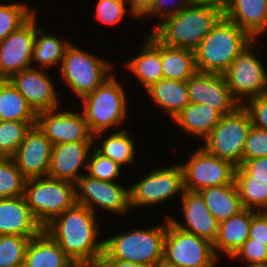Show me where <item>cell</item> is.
<instances>
[{
    "instance_id": "6da1fadb",
    "label": "cell",
    "mask_w": 267,
    "mask_h": 267,
    "mask_svg": "<svg viewBox=\"0 0 267 267\" xmlns=\"http://www.w3.org/2000/svg\"><path fill=\"white\" fill-rule=\"evenodd\" d=\"M95 214L86 206L75 203L43 230L74 262L98 260L104 251V240H98L100 229Z\"/></svg>"
},
{
    "instance_id": "7a4b0ae2",
    "label": "cell",
    "mask_w": 267,
    "mask_h": 267,
    "mask_svg": "<svg viewBox=\"0 0 267 267\" xmlns=\"http://www.w3.org/2000/svg\"><path fill=\"white\" fill-rule=\"evenodd\" d=\"M223 16V11L215 6L190 4L178 13L162 18L151 34L166 46L195 52Z\"/></svg>"
},
{
    "instance_id": "3957f363",
    "label": "cell",
    "mask_w": 267,
    "mask_h": 267,
    "mask_svg": "<svg viewBox=\"0 0 267 267\" xmlns=\"http://www.w3.org/2000/svg\"><path fill=\"white\" fill-rule=\"evenodd\" d=\"M253 40L245 30L223 16L194 52L197 72L223 74Z\"/></svg>"
},
{
    "instance_id": "277c9868",
    "label": "cell",
    "mask_w": 267,
    "mask_h": 267,
    "mask_svg": "<svg viewBox=\"0 0 267 267\" xmlns=\"http://www.w3.org/2000/svg\"><path fill=\"white\" fill-rule=\"evenodd\" d=\"M167 231L165 224L145 229H131L104 239V252L118 260L144 264L149 267L162 265L164 237Z\"/></svg>"
},
{
    "instance_id": "5b68a950",
    "label": "cell",
    "mask_w": 267,
    "mask_h": 267,
    "mask_svg": "<svg viewBox=\"0 0 267 267\" xmlns=\"http://www.w3.org/2000/svg\"><path fill=\"white\" fill-rule=\"evenodd\" d=\"M124 90L112 74L93 92L81 98L82 113L94 140L108 128L121 126L126 119L127 97Z\"/></svg>"
},
{
    "instance_id": "8992f818",
    "label": "cell",
    "mask_w": 267,
    "mask_h": 267,
    "mask_svg": "<svg viewBox=\"0 0 267 267\" xmlns=\"http://www.w3.org/2000/svg\"><path fill=\"white\" fill-rule=\"evenodd\" d=\"M24 197L36 221L44 228L75 202V185L48 176L27 179Z\"/></svg>"
},
{
    "instance_id": "52a82bcc",
    "label": "cell",
    "mask_w": 267,
    "mask_h": 267,
    "mask_svg": "<svg viewBox=\"0 0 267 267\" xmlns=\"http://www.w3.org/2000/svg\"><path fill=\"white\" fill-rule=\"evenodd\" d=\"M251 126L249 113L241 103L234 111L221 116L220 121L204 139L203 148L212 155L239 167Z\"/></svg>"
},
{
    "instance_id": "ba28073f",
    "label": "cell",
    "mask_w": 267,
    "mask_h": 267,
    "mask_svg": "<svg viewBox=\"0 0 267 267\" xmlns=\"http://www.w3.org/2000/svg\"><path fill=\"white\" fill-rule=\"evenodd\" d=\"M59 69L62 80L81 99L109 78L113 68L112 64L70 43Z\"/></svg>"
},
{
    "instance_id": "9c48e42d",
    "label": "cell",
    "mask_w": 267,
    "mask_h": 267,
    "mask_svg": "<svg viewBox=\"0 0 267 267\" xmlns=\"http://www.w3.org/2000/svg\"><path fill=\"white\" fill-rule=\"evenodd\" d=\"M218 257L208 240L175 227L167 218L164 237L165 267H214Z\"/></svg>"
},
{
    "instance_id": "30bf717a",
    "label": "cell",
    "mask_w": 267,
    "mask_h": 267,
    "mask_svg": "<svg viewBox=\"0 0 267 267\" xmlns=\"http://www.w3.org/2000/svg\"><path fill=\"white\" fill-rule=\"evenodd\" d=\"M257 41L254 39L245 47L223 73L232 96L239 104L242 97L249 99L267 94V71L253 53Z\"/></svg>"
},
{
    "instance_id": "8fae6325",
    "label": "cell",
    "mask_w": 267,
    "mask_h": 267,
    "mask_svg": "<svg viewBox=\"0 0 267 267\" xmlns=\"http://www.w3.org/2000/svg\"><path fill=\"white\" fill-rule=\"evenodd\" d=\"M180 165L186 191L199 192L207 187L231 184L235 180L236 167L207 152L202 146L194 151L187 163Z\"/></svg>"
},
{
    "instance_id": "7c38bea8",
    "label": "cell",
    "mask_w": 267,
    "mask_h": 267,
    "mask_svg": "<svg viewBox=\"0 0 267 267\" xmlns=\"http://www.w3.org/2000/svg\"><path fill=\"white\" fill-rule=\"evenodd\" d=\"M181 165L155 169L129 188L130 208L157 205L176 194L184 193Z\"/></svg>"
},
{
    "instance_id": "4fadbf2b",
    "label": "cell",
    "mask_w": 267,
    "mask_h": 267,
    "mask_svg": "<svg viewBox=\"0 0 267 267\" xmlns=\"http://www.w3.org/2000/svg\"><path fill=\"white\" fill-rule=\"evenodd\" d=\"M75 202L93 213L97 205L114 214H124L130 209L129 189L117 182L102 181L84 173L75 184Z\"/></svg>"
},
{
    "instance_id": "5bb4252c",
    "label": "cell",
    "mask_w": 267,
    "mask_h": 267,
    "mask_svg": "<svg viewBox=\"0 0 267 267\" xmlns=\"http://www.w3.org/2000/svg\"><path fill=\"white\" fill-rule=\"evenodd\" d=\"M36 12L17 30L0 42V79L32 67L31 59L36 35Z\"/></svg>"
},
{
    "instance_id": "9a60e30c",
    "label": "cell",
    "mask_w": 267,
    "mask_h": 267,
    "mask_svg": "<svg viewBox=\"0 0 267 267\" xmlns=\"http://www.w3.org/2000/svg\"><path fill=\"white\" fill-rule=\"evenodd\" d=\"M35 125L52 145L76 141H94L83 113L48 110L36 114Z\"/></svg>"
},
{
    "instance_id": "2e32d148",
    "label": "cell",
    "mask_w": 267,
    "mask_h": 267,
    "mask_svg": "<svg viewBox=\"0 0 267 267\" xmlns=\"http://www.w3.org/2000/svg\"><path fill=\"white\" fill-rule=\"evenodd\" d=\"M186 84L190 103L210 105L222 115L241 105L232 96L223 74L196 72Z\"/></svg>"
},
{
    "instance_id": "e0dca14e",
    "label": "cell",
    "mask_w": 267,
    "mask_h": 267,
    "mask_svg": "<svg viewBox=\"0 0 267 267\" xmlns=\"http://www.w3.org/2000/svg\"><path fill=\"white\" fill-rule=\"evenodd\" d=\"M45 69L30 67L12 75L8 80L26 99L37 114L42 111L59 109L61 103Z\"/></svg>"
},
{
    "instance_id": "ac0fdd59",
    "label": "cell",
    "mask_w": 267,
    "mask_h": 267,
    "mask_svg": "<svg viewBox=\"0 0 267 267\" xmlns=\"http://www.w3.org/2000/svg\"><path fill=\"white\" fill-rule=\"evenodd\" d=\"M52 143L34 125L26 133L16 153L11 157L26 179L48 176Z\"/></svg>"
},
{
    "instance_id": "d6986e66",
    "label": "cell",
    "mask_w": 267,
    "mask_h": 267,
    "mask_svg": "<svg viewBox=\"0 0 267 267\" xmlns=\"http://www.w3.org/2000/svg\"><path fill=\"white\" fill-rule=\"evenodd\" d=\"M94 141H76L53 145L48 177L77 183L83 175L80 168L87 169L89 153Z\"/></svg>"
},
{
    "instance_id": "ffe728a7",
    "label": "cell",
    "mask_w": 267,
    "mask_h": 267,
    "mask_svg": "<svg viewBox=\"0 0 267 267\" xmlns=\"http://www.w3.org/2000/svg\"><path fill=\"white\" fill-rule=\"evenodd\" d=\"M181 201L185 223L181 224L168 216L169 221L178 229L195 234L213 244L218 233L219 222L210 213L202 196L198 192L185 190L181 195Z\"/></svg>"
},
{
    "instance_id": "44dd1931",
    "label": "cell",
    "mask_w": 267,
    "mask_h": 267,
    "mask_svg": "<svg viewBox=\"0 0 267 267\" xmlns=\"http://www.w3.org/2000/svg\"><path fill=\"white\" fill-rule=\"evenodd\" d=\"M43 230L23 196L0 199V235L33 238Z\"/></svg>"
},
{
    "instance_id": "7402d4cb",
    "label": "cell",
    "mask_w": 267,
    "mask_h": 267,
    "mask_svg": "<svg viewBox=\"0 0 267 267\" xmlns=\"http://www.w3.org/2000/svg\"><path fill=\"white\" fill-rule=\"evenodd\" d=\"M223 13L253 39L267 29V0H230Z\"/></svg>"
},
{
    "instance_id": "603a6c76",
    "label": "cell",
    "mask_w": 267,
    "mask_h": 267,
    "mask_svg": "<svg viewBox=\"0 0 267 267\" xmlns=\"http://www.w3.org/2000/svg\"><path fill=\"white\" fill-rule=\"evenodd\" d=\"M73 263L58 243L42 230L30 239L23 267H72Z\"/></svg>"
},
{
    "instance_id": "cb8c5ba5",
    "label": "cell",
    "mask_w": 267,
    "mask_h": 267,
    "mask_svg": "<svg viewBox=\"0 0 267 267\" xmlns=\"http://www.w3.org/2000/svg\"><path fill=\"white\" fill-rule=\"evenodd\" d=\"M252 223V210L243 209L229 219L219 222L218 233L213 243L215 255L217 251L232 257L243 243L249 238Z\"/></svg>"
},
{
    "instance_id": "d4e9b609",
    "label": "cell",
    "mask_w": 267,
    "mask_h": 267,
    "mask_svg": "<svg viewBox=\"0 0 267 267\" xmlns=\"http://www.w3.org/2000/svg\"><path fill=\"white\" fill-rule=\"evenodd\" d=\"M141 51L126 63V68L134 74L146 90L163 78L161 65V42L151 33L144 39Z\"/></svg>"
},
{
    "instance_id": "484cf974",
    "label": "cell",
    "mask_w": 267,
    "mask_h": 267,
    "mask_svg": "<svg viewBox=\"0 0 267 267\" xmlns=\"http://www.w3.org/2000/svg\"><path fill=\"white\" fill-rule=\"evenodd\" d=\"M222 114L210 105L189 103L172 121L188 135L198 136L203 140L220 121Z\"/></svg>"
},
{
    "instance_id": "4316f807",
    "label": "cell",
    "mask_w": 267,
    "mask_h": 267,
    "mask_svg": "<svg viewBox=\"0 0 267 267\" xmlns=\"http://www.w3.org/2000/svg\"><path fill=\"white\" fill-rule=\"evenodd\" d=\"M154 104L174 117L189 103L186 81H174L162 78L145 90Z\"/></svg>"
},
{
    "instance_id": "83f0119b",
    "label": "cell",
    "mask_w": 267,
    "mask_h": 267,
    "mask_svg": "<svg viewBox=\"0 0 267 267\" xmlns=\"http://www.w3.org/2000/svg\"><path fill=\"white\" fill-rule=\"evenodd\" d=\"M198 193L218 222L229 219L244 209L235 181L227 185L207 187Z\"/></svg>"
},
{
    "instance_id": "f1b7e54d",
    "label": "cell",
    "mask_w": 267,
    "mask_h": 267,
    "mask_svg": "<svg viewBox=\"0 0 267 267\" xmlns=\"http://www.w3.org/2000/svg\"><path fill=\"white\" fill-rule=\"evenodd\" d=\"M161 65L164 79L187 81L196 72L195 53L161 43Z\"/></svg>"
},
{
    "instance_id": "f546056e",
    "label": "cell",
    "mask_w": 267,
    "mask_h": 267,
    "mask_svg": "<svg viewBox=\"0 0 267 267\" xmlns=\"http://www.w3.org/2000/svg\"><path fill=\"white\" fill-rule=\"evenodd\" d=\"M0 120L36 121V113L7 79H0Z\"/></svg>"
},
{
    "instance_id": "4dcf8cb0",
    "label": "cell",
    "mask_w": 267,
    "mask_h": 267,
    "mask_svg": "<svg viewBox=\"0 0 267 267\" xmlns=\"http://www.w3.org/2000/svg\"><path fill=\"white\" fill-rule=\"evenodd\" d=\"M71 42H62L57 36L44 33L40 27L36 30L35 44L32 53V67L34 63L40 64L45 69L62 63L65 50Z\"/></svg>"
},
{
    "instance_id": "1f68e13d",
    "label": "cell",
    "mask_w": 267,
    "mask_h": 267,
    "mask_svg": "<svg viewBox=\"0 0 267 267\" xmlns=\"http://www.w3.org/2000/svg\"><path fill=\"white\" fill-rule=\"evenodd\" d=\"M128 134L126 129L112 133L103 141L101 147L95 148L100 154L123 166L135 162L136 147L133 137Z\"/></svg>"
},
{
    "instance_id": "d6a6232c",
    "label": "cell",
    "mask_w": 267,
    "mask_h": 267,
    "mask_svg": "<svg viewBox=\"0 0 267 267\" xmlns=\"http://www.w3.org/2000/svg\"><path fill=\"white\" fill-rule=\"evenodd\" d=\"M244 209L267 211V181L253 178H235Z\"/></svg>"
},
{
    "instance_id": "836d02e7",
    "label": "cell",
    "mask_w": 267,
    "mask_h": 267,
    "mask_svg": "<svg viewBox=\"0 0 267 267\" xmlns=\"http://www.w3.org/2000/svg\"><path fill=\"white\" fill-rule=\"evenodd\" d=\"M36 121L0 120V157L11 158Z\"/></svg>"
},
{
    "instance_id": "e575fe53",
    "label": "cell",
    "mask_w": 267,
    "mask_h": 267,
    "mask_svg": "<svg viewBox=\"0 0 267 267\" xmlns=\"http://www.w3.org/2000/svg\"><path fill=\"white\" fill-rule=\"evenodd\" d=\"M26 180L12 158L0 157V199L23 196Z\"/></svg>"
},
{
    "instance_id": "d590c367",
    "label": "cell",
    "mask_w": 267,
    "mask_h": 267,
    "mask_svg": "<svg viewBox=\"0 0 267 267\" xmlns=\"http://www.w3.org/2000/svg\"><path fill=\"white\" fill-rule=\"evenodd\" d=\"M30 238L18 235H0V267H23Z\"/></svg>"
},
{
    "instance_id": "8d00e7d4",
    "label": "cell",
    "mask_w": 267,
    "mask_h": 267,
    "mask_svg": "<svg viewBox=\"0 0 267 267\" xmlns=\"http://www.w3.org/2000/svg\"><path fill=\"white\" fill-rule=\"evenodd\" d=\"M35 12L24 3L0 4V42L23 25Z\"/></svg>"
},
{
    "instance_id": "74e56055",
    "label": "cell",
    "mask_w": 267,
    "mask_h": 267,
    "mask_svg": "<svg viewBox=\"0 0 267 267\" xmlns=\"http://www.w3.org/2000/svg\"><path fill=\"white\" fill-rule=\"evenodd\" d=\"M90 153L87 163L89 173L86 174L102 181L116 182L115 179L120 176L122 166L100 154L95 147Z\"/></svg>"
},
{
    "instance_id": "f35d334b",
    "label": "cell",
    "mask_w": 267,
    "mask_h": 267,
    "mask_svg": "<svg viewBox=\"0 0 267 267\" xmlns=\"http://www.w3.org/2000/svg\"><path fill=\"white\" fill-rule=\"evenodd\" d=\"M127 4L129 0H99L95 10L96 19L105 25H115L127 12Z\"/></svg>"
},
{
    "instance_id": "ab89813d",
    "label": "cell",
    "mask_w": 267,
    "mask_h": 267,
    "mask_svg": "<svg viewBox=\"0 0 267 267\" xmlns=\"http://www.w3.org/2000/svg\"><path fill=\"white\" fill-rule=\"evenodd\" d=\"M260 157H267V130L251 126L246 137L242 162Z\"/></svg>"
},
{
    "instance_id": "60d3db41",
    "label": "cell",
    "mask_w": 267,
    "mask_h": 267,
    "mask_svg": "<svg viewBox=\"0 0 267 267\" xmlns=\"http://www.w3.org/2000/svg\"><path fill=\"white\" fill-rule=\"evenodd\" d=\"M232 258H240L245 264L267 262V245L254 242L253 239L248 238L231 259Z\"/></svg>"
},
{
    "instance_id": "b9f144b4",
    "label": "cell",
    "mask_w": 267,
    "mask_h": 267,
    "mask_svg": "<svg viewBox=\"0 0 267 267\" xmlns=\"http://www.w3.org/2000/svg\"><path fill=\"white\" fill-rule=\"evenodd\" d=\"M242 106L249 113L251 124L254 127L267 130V94L247 99Z\"/></svg>"
},
{
    "instance_id": "7bdbcfd3",
    "label": "cell",
    "mask_w": 267,
    "mask_h": 267,
    "mask_svg": "<svg viewBox=\"0 0 267 267\" xmlns=\"http://www.w3.org/2000/svg\"><path fill=\"white\" fill-rule=\"evenodd\" d=\"M235 178L267 181V157L245 160L236 167Z\"/></svg>"
},
{
    "instance_id": "ee69618b",
    "label": "cell",
    "mask_w": 267,
    "mask_h": 267,
    "mask_svg": "<svg viewBox=\"0 0 267 267\" xmlns=\"http://www.w3.org/2000/svg\"><path fill=\"white\" fill-rule=\"evenodd\" d=\"M169 1L168 0H156L153 7L144 16L146 17L147 15L148 16L151 15L154 17L157 15L165 19L166 17L176 14L182 9H184L185 7L192 4V0H179V1L175 0L176 2L174 3L171 0L173 4H172V7L170 8L169 7L170 5H168V3L171 4V2Z\"/></svg>"
},
{
    "instance_id": "f6af8a7d",
    "label": "cell",
    "mask_w": 267,
    "mask_h": 267,
    "mask_svg": "<svg viewBox=\"0 0 267 267\" xmlns=\"http://www.w3.org/2000/svg\"><path fill=\"white\" fill-rule=\"evenodd\" d=\"M249 238L253 239L254 242L267 245V211L252 210Z\"/></svg>"
},
{
    "instance_id": "bcb514c9",
    "label": "cell",
    "mask_w": 267,
    "mask_h": 267,
    "mask_svg": "<svg viewBox=\"0 0 267 267\" xmlns=\"http://www.w3.org/2000/svg\"><path fill=\"white\" fill-rule=\"evenodd\" d=\"M156 0H129V14L134 17H144V15L153 7Z\"/></svg>"
},
{
    "instance_id": "7dc6e473",
    "label": "cell",
    "mask_w": 267,
    "mask_h": 267,
    "mask_svg": "<svg viewBox=\"0 0 267 267\" xmlns=\"http://www.w3.org/2000/svg\"><path fill=\"white\" fill-rule=\"evenodd\" d=\"M99 260L104 264L105 267H149L144 264L118 260L116 258L108 256L104 251L100 255Z\"/></svg>"
},
{
    "instance_id": "c3c4849f",
    "label": "cell",
    "mask_w": 267,
    "mask_h": 267,
    "mask_svg": "<svg viewBox=\"0 0 267 267\" xmlns=\"http://www.w3.org/2000/svg\"><path fill=\"white\" fill-rule=\"evenodd\" d=\"M229 1L230 0H192V4L215 6L224 11Z\"/></svg>"
},
{
    "instance_id": "681fc988",
    "label": "cell",
    "mask_w": 267,
    "mask_h": 267,
    "mask_svg": "<svg viewBox=\"0 0 267 267\" xmlns=\"http://www.w3.org/2000/svg\"><path fill=\"white\" fill-rule=\"evenodd\" d=\"M72 267H105L98 259L93 261H75Z\"/></svg>"
},
{
    "instance_id": "f907efd6",
    "label": "cell",
    "mask_w": 267,
    "mask_h": 267,
    "mask_svg": "<svg viewBox=\"0 0 267 267\" xmlns=\"http://www.w3.org/2000/svg\"><path fill=\"white\" fill-rule=\"evenodd\" d=\"M246 267H267V262H256L245 265Z\"/></svg>"
}]
</instances>
